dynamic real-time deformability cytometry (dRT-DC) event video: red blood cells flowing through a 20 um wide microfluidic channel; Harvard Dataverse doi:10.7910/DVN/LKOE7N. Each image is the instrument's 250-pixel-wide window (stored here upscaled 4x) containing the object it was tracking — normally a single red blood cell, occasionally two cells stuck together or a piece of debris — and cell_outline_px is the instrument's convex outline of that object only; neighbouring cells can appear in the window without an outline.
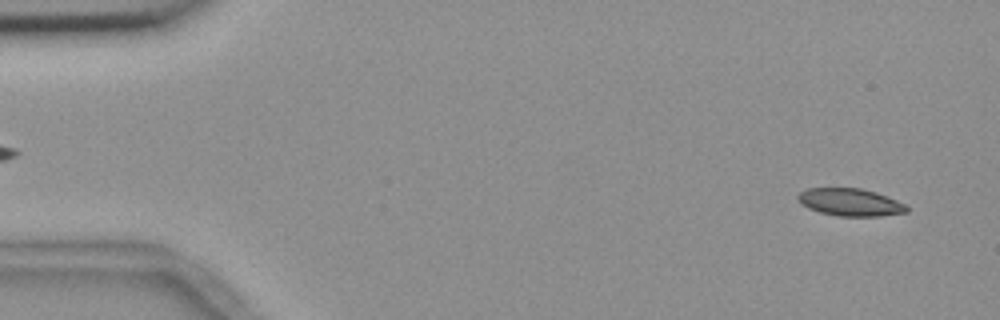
{"species": "common noctule bat (a hibernating species)", "species_latin": "Nyctalus noctula", "temperature_condition": "room temperature", "stored_images_in_passage": 56, "segment_of_instrument_passage": [1, 2], "camera_frame_rate_fps": 3000, "um_per_image_px": 0.085, "animal": {"sex": "female", "body_mass_g": 18.4}, "frame": {"image": 1, "passage_image": 3, "time_ms": 0.667, "image_size_px": [1000, 320], "cell_outline_px": [[908, 212], [880, 216], [836, 216], [820, 212], [808, 208], [800, 204], [796, 200], [796, 196], [800, 192], [808, 188], [860, 188], [876, 192], [896, 200], [904, 204], [908, 208]], "centroid_in_image_um": [72.22, 17.19], "position_along_channel_um": 12.8, "area_um2": 17.51}}
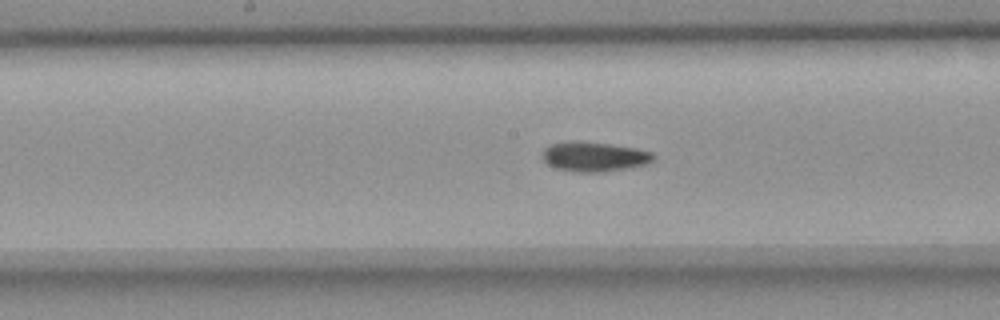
{"frame": {"image": 2, "passage_image": 28, "time_ms": 9.0, "image_size_px": [1000, 320], "cell_outline_px": [[656, 160], [648, 164], [632, 168], [604, 172], [576, 172], [556, 168], [548, 164], [540, 156], [544, 148], [552, 144], [576, 140], [608, 144], [636, 148], [652, 152], [656, 156]], "centroid_in_image_um": [50.55, 13.33], "position_along_channel_um": 197.6, "area_um2": 19.54}}
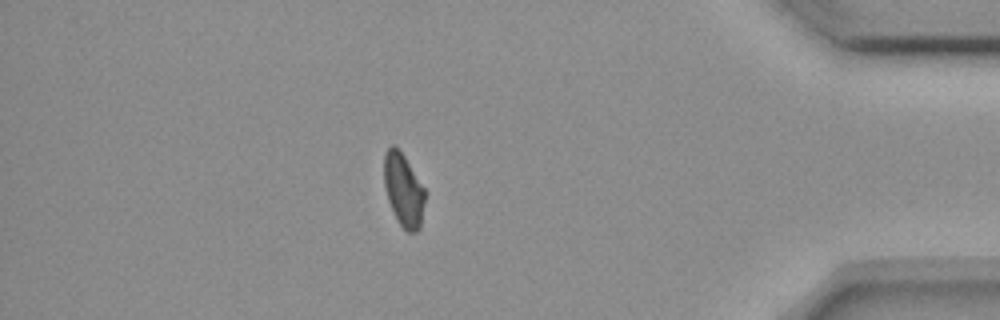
{"frame": {"image": 3, "passage_image": 48, "time_ms": 15.667, "image_size_px": [1000, 320], "cell_outline_px": [[424, 200], [420, 228], [416, 232], [408, 232], [396, 220], [388, 200], [384, 184], [384, 152], [392, 144], [404, 156], [424, 188]], "centroid_in_image_um": [34.27, 16.16], "position_along_channel_um": 400.9, "area_um2": 17.11}}